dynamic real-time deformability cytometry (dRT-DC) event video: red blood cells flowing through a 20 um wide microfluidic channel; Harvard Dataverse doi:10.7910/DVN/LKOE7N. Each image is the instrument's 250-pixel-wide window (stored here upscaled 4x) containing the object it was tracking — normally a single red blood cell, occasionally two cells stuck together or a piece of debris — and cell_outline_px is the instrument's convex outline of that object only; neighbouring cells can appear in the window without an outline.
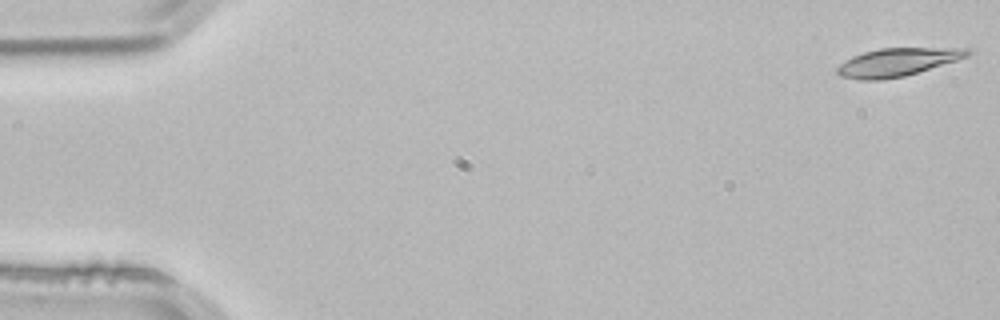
{"species": "common noctule bat (a hibernating species)", "species_latin": "Nyctalus noctula", "temperature_condition": "room temperature", "stored_images_in_passage": 9, "camera_frame_rate_fps": 3000, "um_per_image_px": 0.085, "animal": {"sex": "male", "body_mass_g": 21.5, "forearm_length_mm": 52.0}, "frame": {"image": 1, "passage_image": 1, "time_ms": 0.0, "image_size_px": [1000, 320], "cell_outline_px": [[972, 52], [968, 56], [956, 60], [904, 76], [880, 80], [860, 80], [840, 76], [836, 72], [836, 68], [840, 64], [852, 56], [864, 52], [880, 48], [968, 48]], "centroid_in_image_um": [76.24, 5.28], "position_along_channel_um": 8.8, "area_um2": 21.1}}